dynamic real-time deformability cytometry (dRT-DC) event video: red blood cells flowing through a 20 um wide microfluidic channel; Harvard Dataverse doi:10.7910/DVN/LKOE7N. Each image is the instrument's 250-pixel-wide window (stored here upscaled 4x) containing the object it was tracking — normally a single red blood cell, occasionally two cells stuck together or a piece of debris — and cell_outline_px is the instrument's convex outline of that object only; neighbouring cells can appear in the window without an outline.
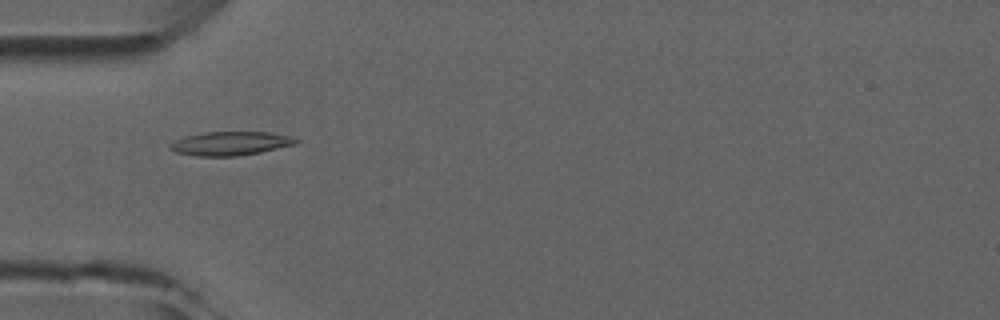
{"species": "common noctule bat (a hibernating species)", "species_latin": "Nyctalus noctula", "temperature_condition": "room temperature", "stored_images_in_passage": 4, "camera_frame_rate_fps": 3000, "um_per_image_px": 0.085, "animal": {"sex": "male", "forearm_length_mm": 52.5}, "frame": {"image": 1, "passage_image": 4, "time_ms": 3.333, "image_size_px": [1000, 320], "cell_outline_px": [[300, 140], [296, 144], [260, 152], [236, 156], [196, 156], [176, 152], [168, 148], [168, 144], [184, 136], [204, 132], [268, 132], [292, 136]], "centroid_in_image_um": [19.57, 12.19], "position_along_channel_um": 65.4, "area_um2": 17.51}}